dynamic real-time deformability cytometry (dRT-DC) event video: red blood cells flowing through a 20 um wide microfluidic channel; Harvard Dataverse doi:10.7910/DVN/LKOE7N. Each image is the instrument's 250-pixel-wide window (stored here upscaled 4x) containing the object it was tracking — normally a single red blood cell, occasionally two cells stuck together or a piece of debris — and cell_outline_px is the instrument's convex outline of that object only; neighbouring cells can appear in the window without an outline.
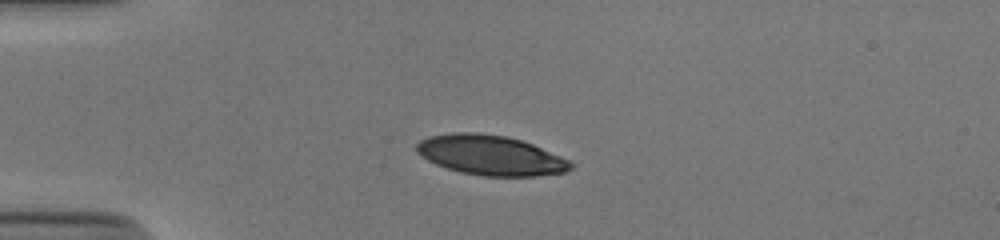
{"species": "human", "species_latin": "Homo sapiens", "temperature_condition": "cold", "stored_images_in_passage": 40, "camera_frame_rate_fps": 3000, "um_per_image_px": 0.085, "donor": {"sex": "male"}, "frame": {"image": 1, "passage_image": 1, "time_ms": 0.0, "image_size_px": [1000, 240], "cell_outline_px": [[576, 164], [572, 168], [564, 172], [536, 176], [480, 176], [460, 172], [436, 164], [428, 160], [416, 152], [416, 144], [420, 140], [428, 136], [452, 132], [480, 132], [508, 136], [532, 144], [568, 160]], "centroid_in_image_um": [41.67, 13.19], "position_along_channel_um": 43.3, "area_um2": 35.89}}
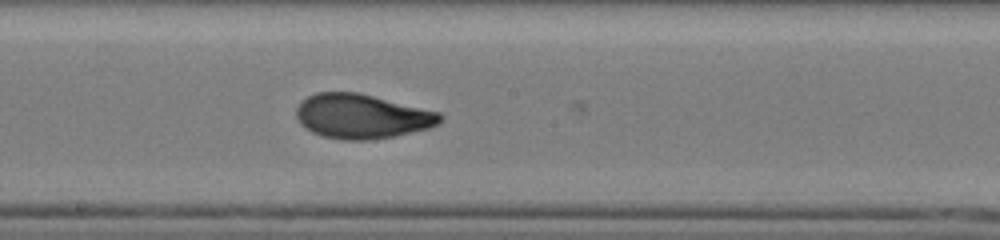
{"frame": {"image": 2, "passage_image": 17, "time_ms": 5.333, "image_size_px": [1000, 240], "cell_outline_px": [[444, 116], [440, 124], [428, 128], [392, 136], [368, 140], [344, 140], [324, 136], [312, 132], [300, 124], [296, 116], [296, 108], [300, 100], [316, 92], [356, 92], [440, 112]], "centroid_in_image_um": [30.74, 9.88], "position_along_channel_um": 217.5, "area_um2": 37.17}}
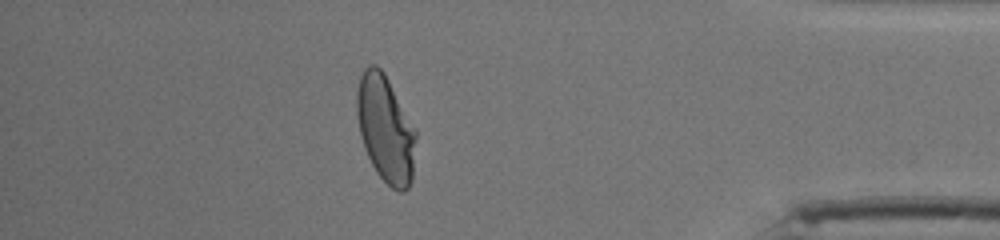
{"frame": {"image": 3, "passage_image": 34, "time_ms": 11.0, "image_size_px": [1000, 240], "cell_outline_px": [[416, 136], [412, 180], [408, 188], [404, 192], [396, 192], [376, 172], [364, 148], [360, 136], [356, 116], [356, 92], [360, 76], [364, 68], [368, 64], [376, 64], [384, 72], [416, 128]], "centroid_in_image_um": [32.76, 10.94], "position_along_channel_um": 402.4, "area_um2": 37.22}, "authors_computed_cell_mechanics": {"area_um2": 37.0787, "velocity_mm_per_s": 3.8736, "shape_relaxation_time_tau1_ms": 4.6502, "shape_relaxation_time_tau2_ms": 1.0945, "deformation_change_tau1": 0.1978, "deformation_change_tau2": 0.0638}}